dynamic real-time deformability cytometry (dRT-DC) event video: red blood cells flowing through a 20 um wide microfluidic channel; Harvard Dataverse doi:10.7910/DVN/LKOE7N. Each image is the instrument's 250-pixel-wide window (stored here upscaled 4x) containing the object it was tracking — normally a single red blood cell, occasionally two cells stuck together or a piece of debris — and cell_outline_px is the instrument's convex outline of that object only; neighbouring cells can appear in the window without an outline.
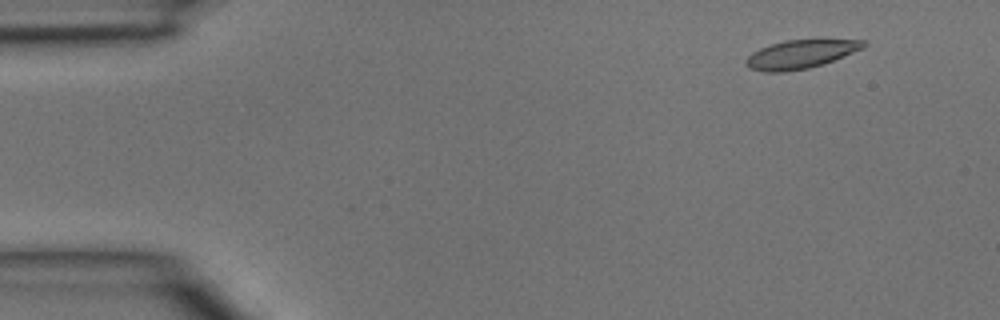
{"species": "common noctule bat (a hibernating species)", "species_latin": "Nyctalus noctula", "temperature_condition": "room temperature", "stored_images_in_passage": 3, "camera_frame_rate_fps": 3000, "um_per_image_px": 0.085, "animal": {"sex": "male", "body_mass_g": 15.6}, "frame": {"image": 1, "passage_image": 1, "time_ms": 0.0, "image_size_px": [1000, 320], "cell_outline_px": [[868, 44], [864, 48], [824, 64], [808, 68], [784, 72], [764, 72], [748, 68], [744, 64], [744, 60], [752, 52], [760, 48], [784, 40], [820, 36], [868, 40]], "centroid_in_image_um": [68.15, 4.54], "position_along_channel_um": 16.8, "area_um2": 20.87}}